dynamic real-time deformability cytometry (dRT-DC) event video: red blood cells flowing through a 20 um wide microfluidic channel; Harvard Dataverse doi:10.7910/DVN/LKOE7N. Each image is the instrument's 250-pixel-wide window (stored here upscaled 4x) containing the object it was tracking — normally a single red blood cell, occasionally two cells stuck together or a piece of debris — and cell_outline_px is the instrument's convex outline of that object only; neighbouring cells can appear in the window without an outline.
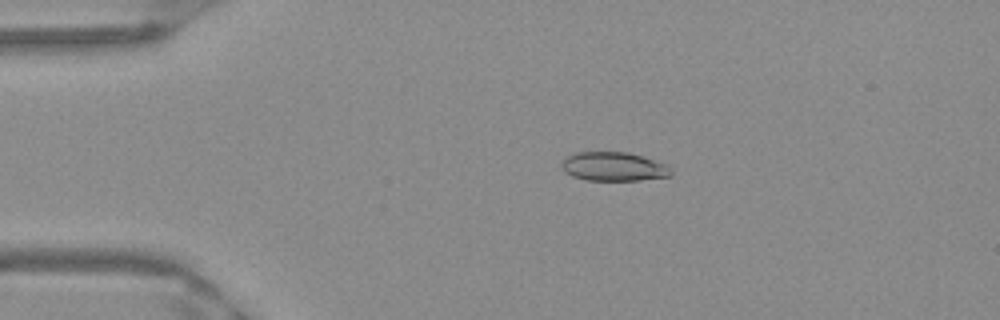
{"species": "Egyptian fruit bat (a non-hibernating species)", "species_latin": "Rousettus aegyptiacus", "temperature_condition": "warm", "stored_images_in_passage": 52, "camera_frame_rate_fps": 3000, "um_per_image_px": 0.085, "frame": {"image": 1, "passage_image": 11, "time_ms": 3.333, "image_size_px": [1000, 320], "cell_outline_px": [[672, 176], [640, 180], [584, 180], [572, 176], [564, 172], [560, 168], [560, 164], [568, 156], [576, 152], [628, 152], [644, 156], [664, 164], [672, 172]], "centroid_in_image_um": [52.12, 14.16], "position_along_channel_um": 32.9, "area_um2": 18.5}}
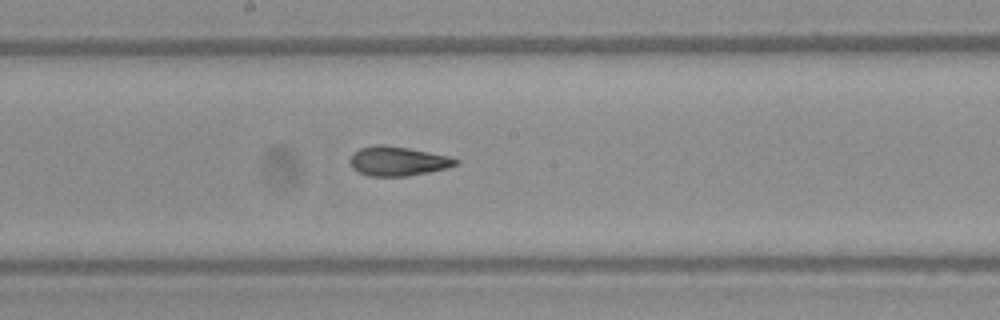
{"frame": {"image": 2, "passage_image": 28, "time_ms": 9.0, "image_size_px": [1000, 320], "cell_outline_px": [[460, 160], [456, 164], [448, 168], [408, 176], [368, 176], [352, 168], [352, 156], [360, 148], [376, 144], [384, 144], [408, 148], [448, 156]], "centroid_in_image_um": [33.84, 13.7], "position_along_channel_um": 214.4, "area_um2": 17.8}}
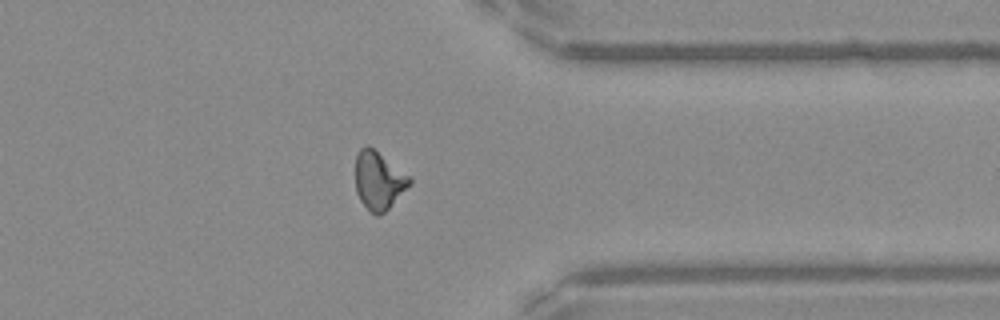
{"frame": {"image": 3, "passage_image": 41, "time_ms": 13.333, "image_size_px": [1000, 320], "cell_outline_px": [[412, 184], [380, 216], [376, 216], [360, 200], [356, 192], [356, 156], [360, 148], [368, 144], [412, 176]], "centroid_in_image_um": [32.22, 15.31], "position_along_channel_um": 379.2, "area_um2": 18.5}, "authors_computed_cell_mechanics": {"area_um2": 18.5538, "velocity_mm_per_s": 3.9787, "shape_relaxation_time_tau1_ms": 5.5858, "shape_relaxation_time_tau2_ms": 1.6824, "deformation_change_tau1": 0.188, "deformation_change_tau2": 0.092}}